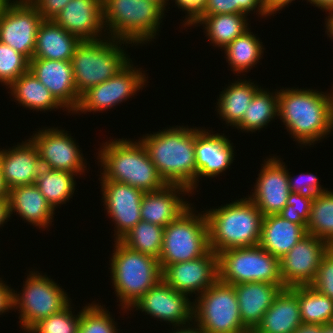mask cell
Listing matches in <instances>:
<instances>
[{"label":"cell","instance_id":"1","mask_svg":"<svg viewBox=\"0 0 333 333\" xmlns=\"http://www.w3.org/2000/svg\"><path fill=\"white\" fill-rule=\"evenodd\" d=\"M328 93L290 87L279 90L278 119L300 147L314 145L332 134L333 93Z\"/></svg>","mask_w":333,"mask_h":333},{"label":"cell","instance_id":"2","mask_svg":"<svg viewBox=\"0 0 333 333\" xmlns=\"http://www.w3.org/2000/svg\"><path fill=\"white\" fill-rule=\"evenodd\" d=\"M167 184L196 189V127L173 126L139 139Z\"/></svg>","mask_w":333,"mask_h":333},{"label":"cell","instance_id":"3","mask_svg":"<svg viewBox=\"0 0 333 333\" xmlns=\"http://www.w3.org/2000/svg\"><path fill=\"white\" fill-rule=\"evenodd\" d=\"M99 149L97 159L103 167L100 180L128 184L143 192L157 191L167 185L139 139L116 138L103 142Z\"/></svg>","mask_w":333,"mask_h":333},{"label":"cell","instance_id":"4","mask_svg":"<svg viewBox=\"0 0 333 333\" xmlns=\"http://www.w3.org/2000/svg\"><path fill=\"white\" fill-rule=\"evenodd\" d=\"M244 198L205 210L209 245L216 254L259 244L264 216L248 196Z\"/></svg>","mask_w":333,"mask_h":333},{"label":"cell","instance_id":"5","mask_svg":"<svg viewBox=\"0 0 333 333\" xmlns=\"http://www.w3.org/2000/svg\"><path fill=\"white\" fill-rule=\"evenodd\" d=\"M102 9L107 35L131 46L156 39L166 11L152 0H102Z\"/></svg>","mask_w":333,"mask_h":333},{"label":"cell","instance_id":"6","mask_svg":"<svg viewBox=\"0 0 333 333\" xmlns=\"http://www.w3.org/2000/svg\"><path fill=\"white\" fill-rule=\"evenodd\" d=\"M110 258V278L116 297L127 312L147 291L162 280V269L157 258L132 250L121 241H114Z\"/></svg>","mask_w":333,"mask_h":333},{"label":"cell","instance_id":"7","mask_svg":"<svg viewBox=\"0 0 333 333\" xmlns=\"http://www.w3.org/2000/svg\"><path fill=\"white\" fill-rule=\"evenodd\" d=\"M124 44L127 47L131 43L110 36L98 40H85L78 44L71 63L79 96L116 75L132 60L126 54Z\"/></svg>","mask_w":333,"mask_h":333},{"label":"cell","instance_id":"8","mask_svg":"<svg viewBox=\"0 0 333 333\" xmlns=\"http://www.w3.org/2000/svg\"><path fill=\"white\" fill-rule=\"evenodd\" d=\"M194 209L196 208L191 205L164 227L161 255L158 259L160 265L194 260L211 250L205 212L198 213Z\"/></svg>","mask_w":333,"mask_h":333},{"label":"cell","instance_id":"9","mask_svg":"<svg viewBox=\"0 0 333 333\" xmlns=\"http://www.w3.org/2000/svg\"><path fill=\"white\" fill-rule=\"evenodd\" d=\"M33 270L28 271L22 292L19 294L13 288L12 294L13 310L19 311L18 322L25 333L40 320L59 313L71 303L68 293L51 277Z\"/></svg>","mask_w":333,"mask_h":333},{"label":"cell","instance_id":"10","mask_svg":"<svg viewBox=\"0 0 333 333\" xmlns=\"http://www.w3.org/2000/svg\"><path fill=\"white\" fill-rule=\"evenodd\" d=\"M218 270L219 280L230 285L247 282L283 284L279 259L259 245L221 251Z\"/></svg>","mask_w":333,"mask_h":333},{"label":"cell","instance_id":"11","mask_svg":"<svg viewBox=\"0 0 333 333\" xmlns=\"http://www.w3.org/2000/svg\"><path fill=\"white\" fill-rule=\"evenodd\" d=\"M193 301V321L205 333H251L241 321L234 285L218 279Z\"/></svg>","mask_w":333,"mask_h":333},{"label":"cell","instance_id":"12","mask_svg":"<svg viewBox=\"0 0 333 333\" xmlns=\"http://www.w3.org/2000/svg\"><path fill=\"white\" fill-rule=\"evenodd\" d=\"M132 63L131 60L116 75L82 94L73 113L103 112L134 97L136 92L144 88L148 75Z\"/></svg>","mask_w":333,"mask_h":333},{"label":"cell","instance_id":"13","mask_svg":"<svg viewBox=\"0 0 333 333\" xmlns=\"http://www.w3.org/2000/svg\"><path fill=\"white\" fill-rule=\"evenodd\" d=\"M67 132L57 127H44L33 133L30 139L38 149L43 167L83 176L87 170L86 158L80 152L79 143Z\"/></svg>","mask_w":333,"mask_h":333},{"label":"cell","instance_id":"14","mask_svg":"<svg viewBox=\"0 0 333 333\" xmlns=\"http://www.w3.org/2000/svg\"><path fill=\"white\" fill-rule=\"evenodd\" d=\"M43 21L38 9L30 1H13L0 13V42L33 58L36 36Z\"/></svg>","mask_w":333,"mask_h":333},{"label":"cell","instance_id":"15","mask_svg":"<svg viewBox=\"0 0 333 333\" xmlns=\"http://www.w3.org/2000/svg\"><path fill=\"white\" fill-rule=\"evenodd\" d=\"M331 246L318 237L306 234L279 259L280 275L285 288L311 285L315 280L323 256Z\"/></svg>","mask_w":333,"mask_h":333},{"label":"cell","instance_id":"16","mask_svg":"<svg viewBox=\"0 0 333 333\" xmlns=\"http://www.w3.org/2000/svg\"><path fill=\"white\" fill-rule=\"evenodd\" d=\"M189 295L178 292L163 280L143 294L128 311L136 308L150 315L157 321H164L174 327L185 325L193 321L194 301Z\"/></svg>","mask_w":333,"mask_h":333},{"label":"cell","instance_id":"17","mask_svg":"<svg viewBox=\"0 0 333 333\" xmlns=\"http://www.w3.org/2000/svg\"><path fill=\"white\" fill-rule=\"evenodd\" d=\"M160 266L167 285L195 298L219 279L218 254L213 250L194 260Z\"/></svg>","mask_w":333,"mask_h":333},{"label":"cell","instance_id":"18","mask_svg":"<svg viewBox=\"0 0 333 333\" xmlns=\"http://www.w3.org/2000/svg\"><path fill=\"white\" fill-rule=\"evenodd\" d=\"M101 181L102 202L115 227L114 241H120L139 221H141V200L144 192L128 184Z\"/></svg>","mask_w":333,"mask_h":333},{"label":"cell","instance_id":"19","mask_svg":"<svg viewBox=\"0 0 333 333\" xmlns=\"http://www.w3.org/2000/svg\"><path fill=\"white\" fill-rule=\"evenodd\" d=\"M257 175L254 190L248 197L254 202L263 216L278 214L287 204L290 193L288 168L280 158L264 160ZM282 161V162H281Z\"/></svg>","mask_w":333,"mask_h":333},{"label":"cell","instance_id":"20","mask_svg":"<svg viewBox=\"0 0 333 333\" xmlns=\"http://www.w3.org/2000/svg\"><path fill=\"white\" fill-rule=\"evenodd\" d=\"M29 71L69 114L76 110L80 96L75 86L71 61L32 58Z\"/></svg>","mask_w":333,"mask_h":333},{"label":"cell","instance_id":"21","mask_svg":"<svg viewBox=\"0 0 333 333\" xmlns=\"http://www.w3.org/2000/svg\"><path fill=\"white\" fill-rule=\"evenodd\" d=\"M207 130L208 128L196 127V188L199 185V177L214 178L229 169L235 160L231 140L224 134H213L212 130Z\"/></svg>","mask_w":333,"mask_h":333},{"label":"cell","instance_id":"22","mask_svg":"<svg viewBox=\"0 0 333 333\" xmlns=\"http://www.w3.org/2000/svg\"><path fill=\"white\" fill-rule=\"evenodd\" d=\"M53 21L81 41L107 36L102 0H70Z\"/></svg>","mask_w":333,"mask_h":333},{"label":"cell","instance_id":"23","mask_svg":"<svg viewBox=\"0 0 333 333\" xmlns=\"http://www.w3.org/2000/svg\"><path fill=\"white\" fill-rule=\"evenodd\" d=\"M191 194L193 195L187 187L179 184H167L160 190L144 192L140 209L141 220L166 227L193 205L182 198Z\"/></svg>","mask_w":333,"mask_h":333},{"label":"cell","instance_id":"24","mask_svg":"<svg viewBox=\"0 0 333 333\" xmlns=\"http://www.w3.org/2000/svg\"><path fill=\"white\" fill-rule=\"evenodd\" d=\"M0 166L9 190L34 184L42 168L38 149L30 137L8 150L0 148Z\"/></svg>","mask_w":333,"mask_h":333},{"label":"cell","instance_id":"25","mask_svg":"<svg viewBox=\"0 0 333 333\" xmlns=\"http://www.w3.org/2000/svg\"><path fill=\"white\" fill-rule=\"evenodd\" d=\"M243 325L252 332L261 322L274 299L285 287L283 284L247 282L234 285Z\"/></svg>","mask_w":333,"mask_h":333},{"label":"cell","instance_id":"26","mask_svg":"<svg viewBox=\"0 0 333 333\" xmlns=\"http://www.w3.org/2000/svg\"><path fill=\"white\" fill-rule=\"evenodd\" d=\"M7 198L10 216L16 212L15 215L39 229H46L52 224L55 210L35 183L10 189Z\"/></svg>","mask_w":333,"mask_h":333},{"label":"cell","instance_id":"27","mask_svg":"<svg viewBox=\"0 0 333 333\" xmlns=\"http://www.w3.org/2000/svg\"><path fill=\"white\" fill-rule=\"evenodd\" d=\"M302 323L297 286L284 288L251 333H293Z\"/></svg>","mask_w":333,"mask_h":333},{"label":"cell","instance_id":"28","mask_svg":"<svg viewBox=\"0 0 333 333\" xmlns=\"http://www.w3.org/2000/svg\"><path fill=\"white\" fill-rule=\"evenodd\" d=\"M307 234L299 224L283 219L279 214L263 218L259 246L278 259L284 257Z\"/></svg>","mask_w":333,"mask_h":333},{"label":"cell","instance_id":"29","mask_svg":"<svg viewBox=\"0 0 333 333\" xmlns=\"http://www.w3.org/2000/svg\"><path fill=\"white\" fill-rule=\"evenodd\" d=\"M80 42L53 20H43L37 31L33 58L71 61Z\"/></svg>","mask_w":333,"mask_h":333},{"label":"cell","instance_id":"30","mask_svg":"<svg viewBox=\"0 0 333 333\" xmlns=\"http://www.w3.org/2000/svg\"><path fill=\"white\" fill-rule=\"evenodd\" d=\"M247 16L245 13L197 15L187 26L198 27L203 24L204 33L212 46L224 49L250 29Z\"/></svg>","mask_w":333,"mask_h":333},{"label":"cell","instance_id":"31","mask_svg":"<svg viewBox=\"0 0 333 333\" xmlns=\"http://www.w3.org/2000/svg\"><path fill=\"white\" fill-rule=\"evenodd\" d=\"M251 79H238L230 83L220 92L217 99V113L227 126L235 127L246 112L255 93L261 88Z\"/></svg>","mask_w":333,"mask_h":333},{"label":"cell","instance_id":"32","mask_svg":"<svg viewBox=\"0 0 333 333\" xmlns=\"http://www.w3.org/2000/svg\"><path fill=\"white\" fill-rule=\"evenodd\" d=\"M20 106L35 111H52L63 107L55 100L50 91L29 70L12 82L8 87Z\"/></svg>","mask_w":333,"mask_h":333},{"label":"cell","instance_id":"33","mask_svg":"<svg viewBox=\"0 0 333 333\" xmlns=\"http://www.w3.org/2000/svg\"><path fill=\"white\" fill-rule=\"evenodd\" d=\"M279 90L270 92L260 88L252 98L249 107L244 113L242 120L234 127L244 132H255L266 128L271 120L278 118ZM266 126V127H264Z\"/></svg>","mask_w":333,"mask_h":333},{"label":"cell","instance_id":"34","mask_svg":"<svg viewBox=\"0 0 333 333\" xmlns=\"http://www.w3.org/2000/svg\"><path fill=\"white\" fill-rule=\"evenodd\" d=\"M259 39L251 30H247L224 48L226 54L224 58L227 59L226 62L230 65L231 71L237 76L250 71L263 58L265 48Z\"/></svg>","mask_w":333,"mask_h":333},{"label":"cell","instance_id":"35","mask_svg":"<svg viewBox=\"0 0 333 333\" xmlns=\"http://www.w3.org/2000/svg\"><path fill=\"white\" fill-rule=\"evenodd\" d=\"M75 175L77 176L74 173L42 166L35 184L44 195L47 203L56 210L58 206L66 204L73 197L77 184L74 180Z\"/></svg>","mask_w":333,"mask_h":333},{"label":"cell","instance_id":"36","mask_svg":"<svg viewBox=\"0 0 333 333\" xmlns=\"http://www.w3.org/2000/svg\"><path fill=\"white\" fill-rule=\"evenodd\" d=\"M297 298L303 323L325 325L333 322V300L311 285L297 286Z\"/></svg>","mask_w":333,"mask_h":333},{"label":"cell","instance_id":"37","mask_svg":"<svg viewBox=\"0 0 333 333\" xmlns=\"http://www.w3.org/2000/svg\"><path fill=\"white\" fill-rule=\"evenodd\" d=\"M306 231L333 247V191L327 190L312 201Z\"/></svg>","mask_w":333,"mask_h":333},{"label":"cell","instance_id":"38","mask_svg":"<svg viewBox=\"0 0 333 333\" xmlns=\"http://www.w3.org/2000/svg\"><path fill=\"white\" fill-rule=\"evenodd\" d=\"M164 227L139 221L120 241L128 248L159 259Z\"/></svg>","mask_w":333,"mask_h":333},{"label":"cell","instance_id":"39","mask_svg":"<svg viewBox=\"0 0 333 333\" xmlns=\"http://www.w3.org/2000/svg\"><path fill=\"white\" fill-rule=\"evenodd\" d=\"M105 305H99L94 301L80 310V325L78 333H120L117 323L114 321Z\"/></svg>","mask_w":333,"mask_h":333},{"label":"cell","instance_id":"40","mask_svg":"<svg viewBox=\"0 0 333 333\" xmlns=\"http://www.w3.org/2000/svg\"><path fill=\"white\" fill-rule=\"evenodd\" d=\"M258 13L261 18L268 17L263 0H206V3L198 15L235 14L252 11Z\"/></svg>","mask_w":333,"mask_h":333},{"label":"cell","instance_id":"41","mask_svg":"<svg viewBox=\"0 0 333 333\" xmlns=\"http://www.w3.org/2000/svg\"><path fill=\"white\" fill-rule=\"evenodd\" d=\"M72 310L70 303L59 313L40 320L27 333H78L80 312L75 315Z\"/></svg>","mask_w":333,"mask_h":333},{"label":"cell","instance_id":"42","mask_svg":"<svg viewBox=\"0 0 333 333\" xmlns=\"http://www.w3.org/2000/svg\"><path fill=\"white\" fill-rule=\"evenodd\" d=\"M29 70V60L7 44L0 42V83L7 88Z\"/></svg>","mask_w":333,"mask_h":333},{"label":"cell","instance_id":"43","mask_svg":"<svg viewBox=\"0 0 333 333\" xmlns=\"http://www.w3.org/2000/svg\"><path fill=\"white\" fill-rule=\"evenodd\" d=\"M312 199L290 192L285 207L278 213L283 219L302 225L307 229Z\"/></svg>","mask_w":333,"mask_h":333},{"label":"cell","instance_id":"44","mask_svg":"<svg viewBox=\"0 0 333 333\" xmlns=\"http://www.w3.org/2000/svg\"><path fill=\"white\" fill-rule=\"evenodd\" d=\"M288 169V180L290 192L298 193L304 197L314 200L319 194L327 191L320 185L319 178L312 173H302L294 178Z\"/></svg>","mask_w":333,"mask_h":333},{"label":"cell","instance_id":"45","mask_svg":"<svg viewBox=\"0 0 333 333\" xmlns=\"http://www.w3.org/2000/svg\"><path fill=\"white\" fill-rule=\"evenodd\" d=\"M311 286L333 300V247L323 256L317 276Z\"/></svg>","mask_w":333,"mask_h":333},{"label":"cell","instance_id":"46","mask_svg":"<svg viewBox=\"0 0 333 333\" xmlns=\"http://www.w3.org/2000/svg\"><path fill=\"white\" fill-rule=\"evenodd\" d=\"M70 0H31L43 20H53Z\"/></svg>","mask_w":333,"mask_h":333},{"label":"cell","instance_id":"47","mask_svg":"<svg viewBox=\"0 0 333 333\" xmlns=\"http://www.w3.org/2000/svg\"><path fill=\"white\" fill-rule=\"evenodd\" d=\"M170 1V0H169ZM172 1V0H171ZM178 9L182 11H186L185 19L183 26L187 27V25L201 12L203 9L206 0H173ZM184 9V10H183Z\"/></svg>","mask_w":333,"mask_h":333},{"label":"cell","instance_id":"48","mask_svg":"<svg viewBox=\"0 0 333 333\" xmlns=\"http://www.w3.org/2000/svg\"><path fill=\"white\" fill-rule=\"evenodd\" d=\"M0 278V315L5 314L9 310L13 311V288L9 287L6 283H4Z\"/></svg>","mask_w":333,"mask_h":333},{"label":"cell","instance_id":"49","mask_svg":"<svg viewBox=\"0 0 333 333\" xmlns=\"http://www.w3.org/2000/svg\"><path fill=\"white\" fill-rule=\"evenodd\" d=\"M292 1L295 0H263V4L268 16H271L275 13H278L280 10L284 9V7L287 6L288 4H291Z\"/></svg>","mask_w":333,"mask_h":333},{"label":"cell","instance_id":"50","mask_svg":"<svg viewBox=\"0 0 333 333\" xmlns=\"http://www.w3.org/2000/svg\"><path fill=\"white\" fill-rule=\"evenodd\" d=\"M191 323L193 325L188 323V324H185V325H179V326H176V327H172L176 330L172 329L173 332H169V333H205L202 330V328L196 322L192 321Z\"/></svg>","mask_w":333,"mask_h":333},{"label":"cell","instance_id":"51","mask_svg":"<svg viewBox=\"0 0 333 333\" xmlns=\"http://www.w3.org/2000/svg\"><path fill=\"white\" fill-rule=\"evenodd\" d=\"M293 333H322V325L302 322Z\"/></svg>","mask_w":333,"mask_h":333},{"label":"cell","instance_id":"52","mask_svg":"<svg viewBox=\"0 0 333 333\" xmlns=\"http://www.w3.org/2000/svg\"><path fill=\"white\" fill-rule=\"evenodd\" d=\"M10 217L8 198H0V228L11 219Z\"/></svg>","mask_w":333,"mask_h":333},{"label":"cell","instance_id":"53","mask_svg":"<svg viewBox=\"0 0 333 333\" xmlns=\"http://www.w3.org/2000/svg\"><path fill=\"white\" fill-rule=\"evenodd\" d=\"M313 6L320 8L322 11H325L327 14L333 12V0H308Z\"/></svg>","mask_w":333,"mask_h":333},{"label":"cell","instance_id":"54","mask_svg":"<svg viewBox=\"0 0 333 333\" xmlns=\"http://www.w3.org/2000/svg\"><path fill=\"white\" fill-rule=\"evenodd\" d=\"M328 17V18H327ZM325 18V27H326V31L327 35L330 37V39H333V12L329 13V15Z\"/></svg>","mask_w":333,"mask_h":333},{"label":"cell","instance_id":"55","mask_svg":"<svg viewBox=\"0 0 333 333\" xmlns=\"http://www.w3.org/2000/svg\"><path fill=\"white\" fill-rule=\"evenodd\" d=\"M8 191H9V189L7 188V186L5 184L1 166H0V198H7Z\"/></svg>","mask_w":333,"mask_h":333},{"label":"cell","instance_id":"56","mask_svg":"<svg viewBox=\"0 0 333 333\" xmlns=\"http://www.w3.org/2000/svg\"><path fill=\"white\" fill-rule=\"evenodd\" d=\"M322 333H333V322L322 325Z\"/></svg>","mask_w":333,"mask_h":333},{"label":"cell","instance_id":"57","mask_svg":"<svg viewBox=\"0 0 333 333\" xmlns=\"http://www.w3.org/2000/svg\"><path fill=\"white\" fill-rule=\"evenodd\" d=\"M13 1L11 0H0V13L7 8Z\"/></svg>","mask_w":333,"mask_h":333},{"label":"cell","instance_id":"58","mask_svg":"<svg viewBox=\"0 0 333 333\" xmlns=\"http://www.w3.org/2000/svg\"><path fill=\"white\" fill-rule=\"evenodd\" d=\"M152 1H154V2H156V3H158L159 5H161L165 10H166V6L168 5H170L169 3V0H152Z\"/></svg>","mask_w":333,"mask_h":333},{"label":"cell","instance_id":"59","mask_svg":"<svg viewBox=\"0 0 333 333\" xmlns=\"http://www.w3.org/2000/svg\"><path fill=\"white\" fill-rule=\"evenodd\" d=\"M12 1L20 2V1H31V0H12Z\"/></svg>","mask_w":333,"mask_h":333}]
</instances>
